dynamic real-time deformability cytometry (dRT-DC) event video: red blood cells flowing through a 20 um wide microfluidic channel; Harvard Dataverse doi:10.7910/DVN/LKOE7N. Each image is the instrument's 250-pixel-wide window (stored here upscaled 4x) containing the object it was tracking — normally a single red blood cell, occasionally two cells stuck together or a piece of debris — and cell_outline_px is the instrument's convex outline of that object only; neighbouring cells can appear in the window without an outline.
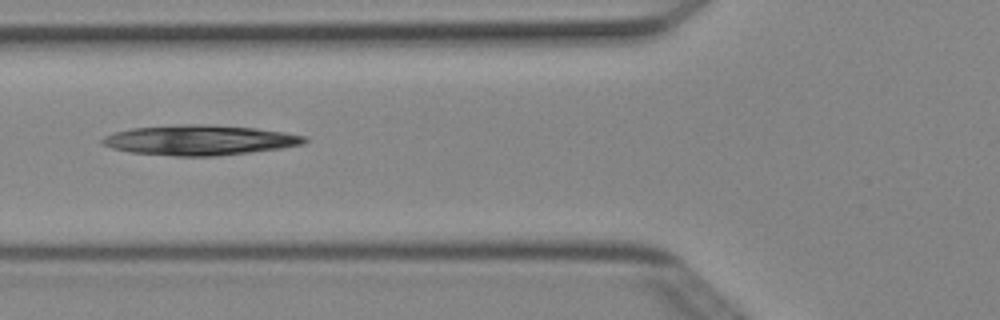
{"species": "Egyptian fruit bat (a non-hibernating species)", "species_latin": "Rousettus aegyptiacus", "temperature_condition": "cold", "stored_images_in_passage": 6, "camera_frame_rate_fps": 3000, "um_per_image_px": 0.085, "animal": {"sex": "female"}, "frame": {"image": 1, "passage_image": 6, "time_ms": 1.667, "image_size_px": [1000, 320], "cell_outline_px": [[308, 140], [304, 144], [284, 148], [216, 156], [176, 156], [132, 152], [112, 148], [104, 144], [100, 140], [104, 136], [116, 132], [132, 128], [180, 124], [204, 124], [256, 128], [284, 132], [304, 136]], "centroid_in_image_um": [17.0, 11.91], "position_along_channel_um": 108.8, "area_um2": 35.32}}